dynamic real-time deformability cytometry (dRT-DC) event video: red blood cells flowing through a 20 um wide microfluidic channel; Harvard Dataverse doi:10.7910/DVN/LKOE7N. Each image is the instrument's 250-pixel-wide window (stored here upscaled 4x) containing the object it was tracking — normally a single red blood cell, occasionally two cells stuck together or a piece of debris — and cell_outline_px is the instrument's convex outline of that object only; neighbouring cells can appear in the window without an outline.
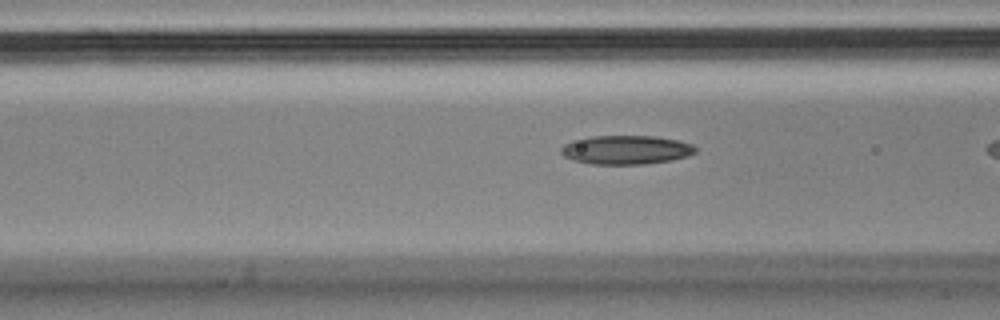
{"species": "Egyptian fruit bat (a non-hibernating species)", "species_latin": "Rousettus aegyptiacus", "temperature_condition": "cold", "stored_images_in_passage": 19, "camera_frame_rate_fps": 3000, "um_per_image_px": 0.085, "animal": {"sex": "male"}, "frame": {"image": 1, "passage_image": 18, "time_ms": 5.667, "image_size_px": [1000, 320], "cell_outline_px": [[696, 152], [688, 156], [668, 160], [644, 164], [592, 164], [572, 160], [564, 156], [560, 152], [560, 148], [564, 144], [572, 140], [592, 136], [652, 136], [676, 140], [692, 144], [696, 148]], "centroid_in_image_um": [53.17, 12.73], "position_along_channel_um": 113.4, "area_um2": 22.54}}